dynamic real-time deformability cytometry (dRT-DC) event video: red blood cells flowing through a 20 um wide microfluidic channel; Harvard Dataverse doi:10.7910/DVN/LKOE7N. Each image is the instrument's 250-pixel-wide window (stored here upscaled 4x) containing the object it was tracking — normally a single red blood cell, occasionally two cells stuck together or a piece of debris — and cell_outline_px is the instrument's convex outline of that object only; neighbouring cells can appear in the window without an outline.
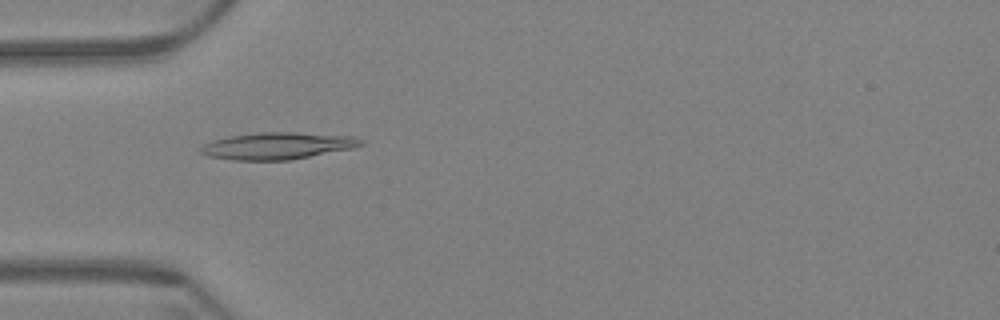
{"species": "Egyptian fruit bat (a non-hibernating species)", "species_latin": "Rousettus aegyptiacus", "temperature_condition": "warm", "stored_images_in_passage": 61, "camera_frame_rate_fps": 3000, "um_per_image_px": 0.085, "animal": {"sex": "female"}, "frame": {"image": 1, "passage_image": 19, "time_ms": 6.0, "image_size_px": [1000, 320], "cell_outline_px": [[364, 144], [352, 148], [292, 160], [232, 160], [208, 156], [200, 152], [200, 148], [204, 144], [212, 140], [228, 136], [260, 132], [292, 132], [352, 136], [364, 140]], "centroid_in_image_um": [23.58, 12.39], "position_along_channel_um": 61.4, "area_um2": 25.14}}
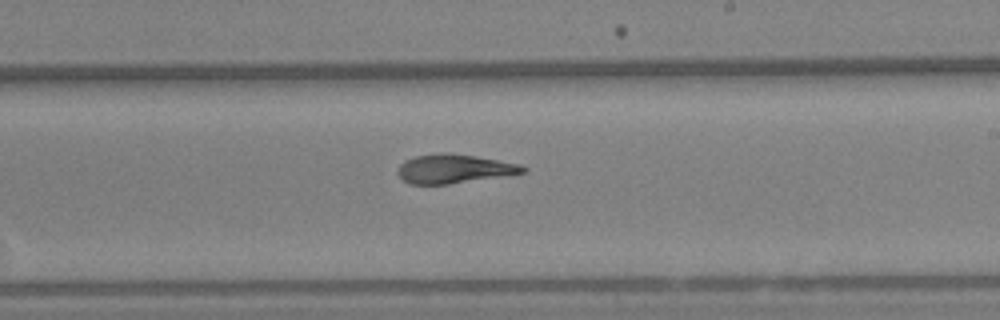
{"frame": {"image": 2, "passage_image": 36, "time_ms": 11.667, "image_size_px": [1000, 320], "cell_outline_px": [[528, 168], [524, 172], [448, 184], [408, 184], [396, 172], [400, 164], [404, 160], [416, 156], [448, 152], [476, 156], [520, 164]], "centroid_in_image_um": [38.55, 14.34], "position_along_channel_um": 250.5, "area_um2": 20.81}}
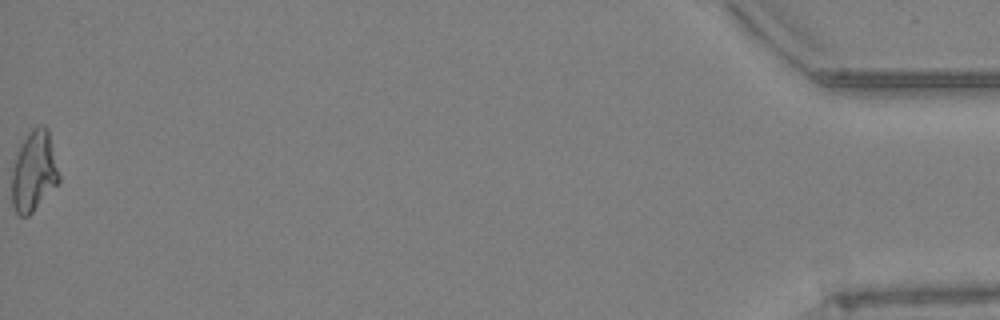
{"frame": {"image": 3, "passage_image": 61, "time_ms": 20.0, "image_size_px": [1000, 320], "cell_outline_px": [[60, 180], [32, 212], [28, 216], [20, 216], [16, 212], [12, 204], [12, 160], [28, 132], [36, 124], [44, 124], [48, 128], [60, 176]], "centroid_in_image_um": [2.86, 14.51], "position_along_channel_um": 432.3, "area_um2": 22.25}, "authors_computed_cell_mechanics": {"area_um2": 21.7906, "velocity_mm_per_s": 3.383, "shape_relaxation_time_tau1_ms": null, "shape_relaxation_time_tau2_ms": 3.6272, "deformation_change_tau1": null, "deformation_change_tau2": 0.1207}}